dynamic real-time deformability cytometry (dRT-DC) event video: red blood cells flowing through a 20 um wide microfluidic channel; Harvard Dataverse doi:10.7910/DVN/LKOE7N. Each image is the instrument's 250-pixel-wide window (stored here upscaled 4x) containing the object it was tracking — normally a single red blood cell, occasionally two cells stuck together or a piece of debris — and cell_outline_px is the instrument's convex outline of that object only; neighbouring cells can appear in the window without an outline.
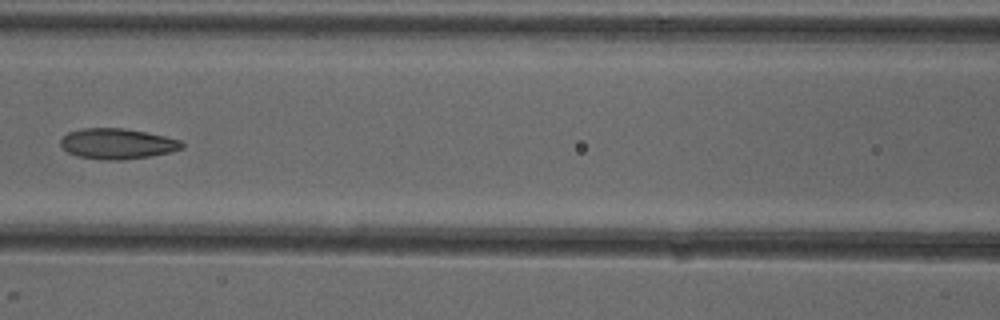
{"species": "common noctule bat (a hibernating species)", "species_latin": "Nyctalus noctula", "temperature_condition": "cold", "stored_images_in_passage": 6, "camera_frame_rate_fps": 3000, "um_per_image_px": 0.085, "animal": {"sex": "female"}, "frame": {"image": 1, "passage_image": 5, "time_ms": 4.667, "image_size_px": [1000, 320], "cell_outline_px": [[184, 148], [172, 152], [152, 156], [120, 160], [104, 160], [76, 156], [68, 152], [60, 144], [60, 140], [68, 132], [84, 128], [124, 128], [164, 136], [180, 140], [184, 144]], "centroid_in_image_um": [9.98, 12.22], "position_along_channel_um": 156.6, "area_um2": 21.62}}
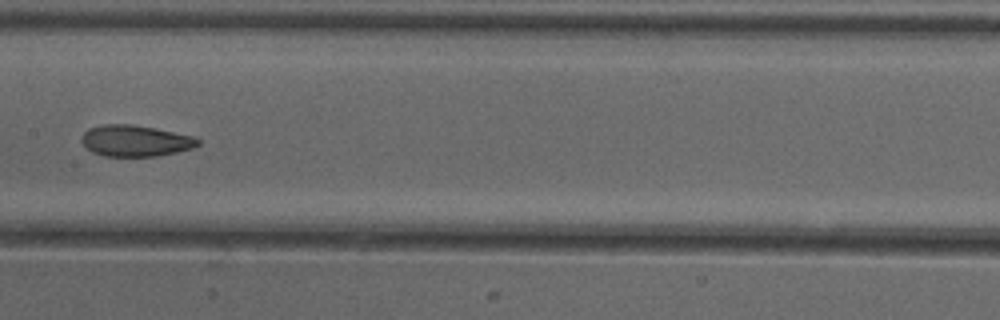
{"frame": {"image": 2, "passage_image": 6, "time_ms": 5.667, "image_size_px": [1000, 320], "cell_outline_px": [[200, 144], [192, 148], [176, 152], [156, 156], [104, 156], [92, 152], [80, 140], [80, 136], [88, 128], [104, 124], [132, 124], [196, 136], [200, 140]], "centroid_in_image_um": [11.5, 11.96], "position_along_channel_um": 195.9, "area_um2": 21.27}}